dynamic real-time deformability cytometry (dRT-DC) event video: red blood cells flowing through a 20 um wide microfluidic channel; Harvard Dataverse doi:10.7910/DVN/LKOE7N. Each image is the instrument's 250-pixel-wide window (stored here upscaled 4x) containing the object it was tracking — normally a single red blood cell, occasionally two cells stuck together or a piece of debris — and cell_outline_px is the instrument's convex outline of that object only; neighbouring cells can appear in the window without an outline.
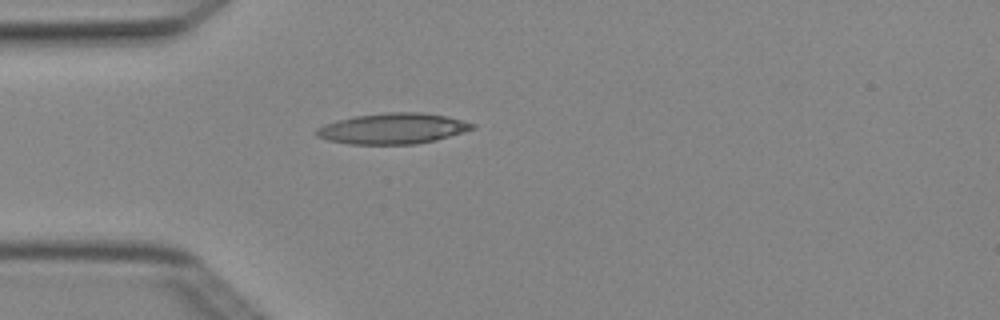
{"species": "Egyptian fruit bat (a non-hibernating species)", "species_latin": "Rousettus aegyptiacus", "temperature_condition": "cold", "stored_images_in_passage": 1, "camera_frame_rate_fps": 3000, "um_per_image_px": 0.085, "animal": {"sex": "female"}, "frame": {"image": 1, "passage_image": 1, "time_ms": 0.0, "image_size_px": [1000, 320], "cell_outline_px": [[476, 128], [436, 140], [416, 144], [348, 144], [328, 140], [316, 136], [316, 128], [324, 124], [336, 120], [356, 116], [388, 112], [424, 112], [444, 116], [476, 124]], "centroid_in_image_um": [33.37, 10.93], "position_along_channel_um": 51.6, "area_um2": 27.86}}